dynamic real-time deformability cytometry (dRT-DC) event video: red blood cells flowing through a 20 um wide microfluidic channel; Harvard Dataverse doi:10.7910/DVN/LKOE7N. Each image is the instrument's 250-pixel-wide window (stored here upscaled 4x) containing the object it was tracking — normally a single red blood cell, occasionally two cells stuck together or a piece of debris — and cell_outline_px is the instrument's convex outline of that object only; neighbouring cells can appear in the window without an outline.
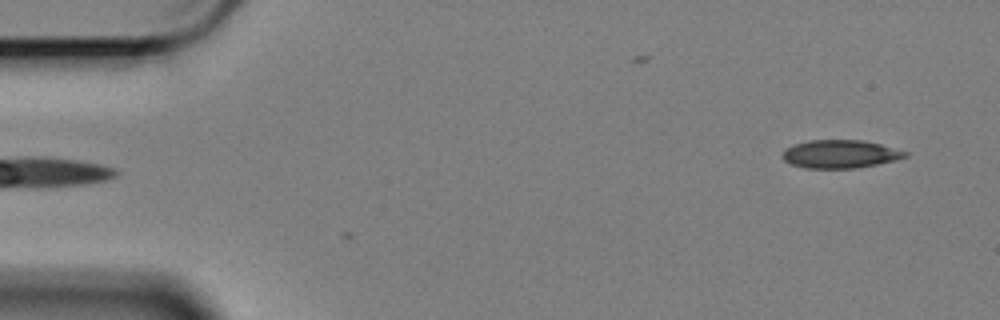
{"species": "Egyptian fruit bat (a non-hibernating species)", "species_latin": "Rousettus aegyptiacus", "temperature_condition": "cold", "stored_images_in_passage": 3, "camera_frame_rate_fps": 3000, "um_per_image_px": 0.085, "animal": {"sex": "female"}, "frame": {"image": 1, "passage_image": 1, "time_ms": 0.0, "image_size_px": [1000, 320], "cell_outline_px": [[912, 152], [908, 156], [896, 160], [876, 164], [852, 168], [804, 168], [792, 164], [784, 160], [780, 156], [784, 148], [808, 140], [864, 140]], "centroid_in_image_um": [71.43, 13.08], "position_along_channel_um": 13.6, "area_um2": 20.29}}